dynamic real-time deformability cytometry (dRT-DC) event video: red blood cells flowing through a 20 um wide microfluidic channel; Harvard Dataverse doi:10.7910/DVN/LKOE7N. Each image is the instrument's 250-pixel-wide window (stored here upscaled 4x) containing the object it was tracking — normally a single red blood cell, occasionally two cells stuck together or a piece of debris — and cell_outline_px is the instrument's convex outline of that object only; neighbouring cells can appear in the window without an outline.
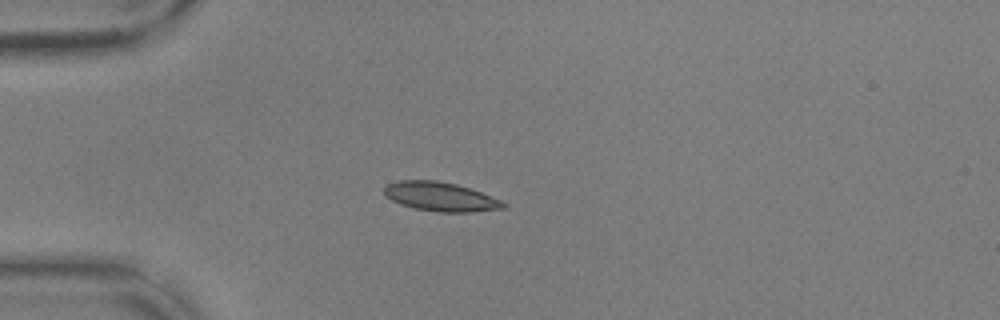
{"species": "common noctule bat (a hibernating species)", "species_latin": "Nyctalus noctula", "temperature_condition": "warm", "stored_images_in_passage": 41, "camera_frame_rate_fps": 3000, "um_per_image_px": 0.085, "animal": {"sex": "male", "body_mass_g": 17.9, "forearm_length_mm": 54.2}, "frame": {"image": 1, "passage_image": 1, "time_ms": 0.0, "image_size_px": [1000, 320], "cell_outline_px": [[508, 204], [504, 208], [472, 212], [440, 212], [412, 208], [400, 204], [392, 200], [384, 192], [384, 188], [388, 184], [400, 180], [436, 180], [456, 184], [480, 192], [500, 200]], "centroid_in_image_um": [37.44, 16.72], "position_along_channel_um": 47.6, "area_um2": 20.0}}
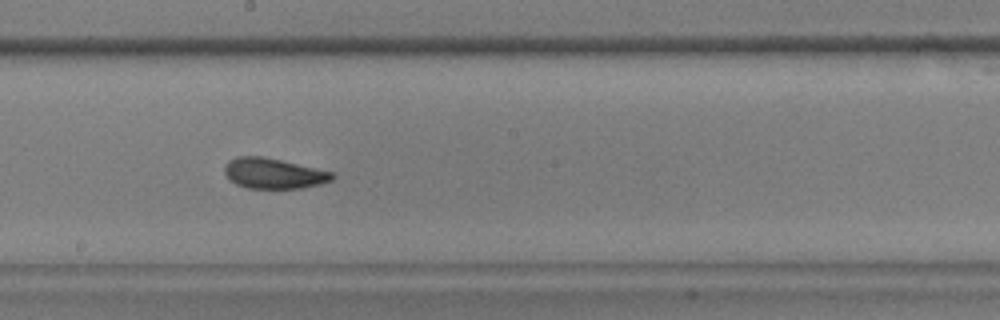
{"frame": {"image": 2, "passage_image": 17, "time_ms": 5.333, "image_size_px": [1000, 320], "cell_outline_px": [[336, 176], [332, 180], [320, 184], [300, 188], [248, 188], [236, 184], [228, 180], [224, 172], [224, 168], [228, 160], [236, 156], [264, 156], [332, 172]], "centroid_in_image_um": [23.21, 14.73], "position_along_channel_um": 225.0, "area_um2": 19.13}}
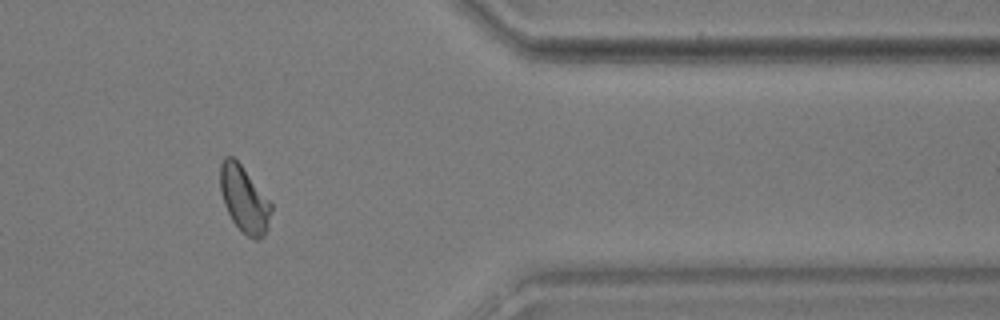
{"frame": {"image": 3, "passage_image": 32, "time_ms": 10.333, "image_size_px": [1000, 320], "cell_outline_px": [[272, 208], [268, 228], [264, 236], [260, 240], [256, 240], [248, 236], [232, 220], [224, 204], [220, 188], [220, 164], [224, 156], [232, 156], [240, 164], [272, 204]], "centroid_in_image_um": [20.76, 16.94], "position_along_channel_um": 390.6, "area_um2": 19.42}, "authors_computed_cell_mechanics": {"area_um2": 19.4786, "velocity_mm_per_s": 3.665, "shape_relaxation_time_tau1_ms": 7.9182, "shape_relaxation_time_tau2_ms": 1.8619, "deformation_change_tau1": 0.162, "deformation_change_tau2": 0.0602}}